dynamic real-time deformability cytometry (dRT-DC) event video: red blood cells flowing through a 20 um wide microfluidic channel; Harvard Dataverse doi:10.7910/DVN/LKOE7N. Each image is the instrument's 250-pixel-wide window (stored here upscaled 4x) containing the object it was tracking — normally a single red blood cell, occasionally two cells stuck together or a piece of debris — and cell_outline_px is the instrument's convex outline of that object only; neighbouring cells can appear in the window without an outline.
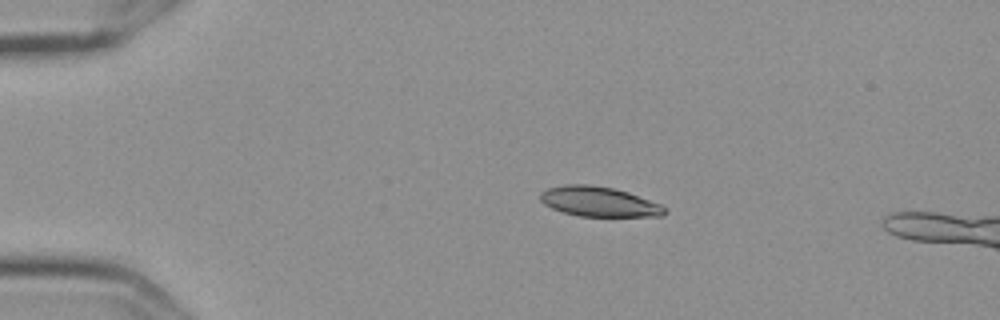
{"species": "Egyptian fruit bat (a non-hibernating species)", "species_latin": "Rousettus aegyptiacus", "temperature_condition": "cold", "stored_images_in_passage": 6, "camera_frame_rate_fps": 3000, "um_per_image_px": 0.085, "frame": {"image": 1, "passage_image": 1, "time_ms": 0.0, "image_size_px": [1000, 320], "cell_outline_px": [[668, 212], [664, 216], [580, 216], [564, 212], [552, 208], [544, 204], [540, 200], [540, 192], [548, 188], [564, 184], [588, 184], [612, 188], [628, 192], [660, 204], [668, 208]], "centroid_in_image_um": [50.92, 17.14], "position_along_channel_um": 34.1, "area_um2": 21.68}}